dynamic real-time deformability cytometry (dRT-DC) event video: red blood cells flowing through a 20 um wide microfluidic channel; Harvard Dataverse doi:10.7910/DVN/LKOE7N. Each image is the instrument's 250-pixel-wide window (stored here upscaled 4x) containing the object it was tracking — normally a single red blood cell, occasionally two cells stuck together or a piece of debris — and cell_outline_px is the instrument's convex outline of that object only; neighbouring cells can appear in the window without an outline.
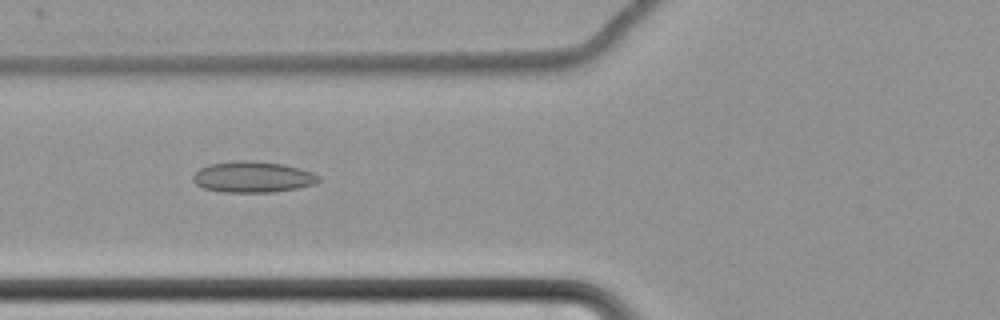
{"species": "common noctule bat (a hibernating species)", "species_latin": "Nyctalus noctula", "temperature_condition": "cold", "stored_images_in_passage": 63, "camera_frame_rate_fps": 3000, "um_per_image_px": 0.085, "animal": {"sex": "female", "body_mass_g": 22.7, "forearm_length_mm": 54.2}, "frame": {"image": 1, "passage_image": 27, "time_ms": 8.667, "image_size_px": [1000, 320], "cell_outline_px": [[320, 180], [316, 184], [296, 188], [272, 192], [220, 192], [204, 188], [196, 184], [192, 180], [192, 176], [200, 168], [208, 164], [232, 160], [252, 160], [284, 164], [300, 168], [312, 172], [320, 176]], "centroid_in_image_um": [21.48, 15.03], "position_along_channel_um": 104.3, "area_um2": 23.0}}
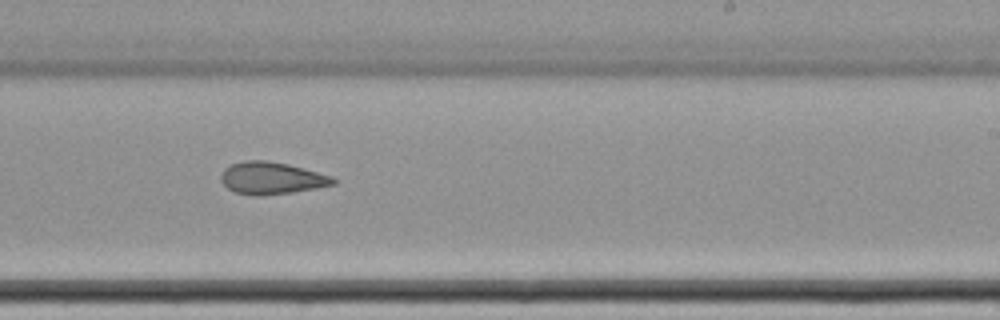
{"frame": {"image": 2, "passage_image": 41, "time_ms": 13.333, "image_size_px": [1000, 320], "cell_outline_px": [[336, 184], [316, 188], [292, 192], [260, 196], [252, 196], [236, 192], [228, 188], [220, 180], [220, 176], [224, 168], [232, 164], [244, 160], [268, 160], [288, 164], [304, 168], [332, 176], [336, 180]], "centroid_in_image_um": [23.08, 15.14], "position_along_channel_um": 265.9, "area_um2": 21.15}}
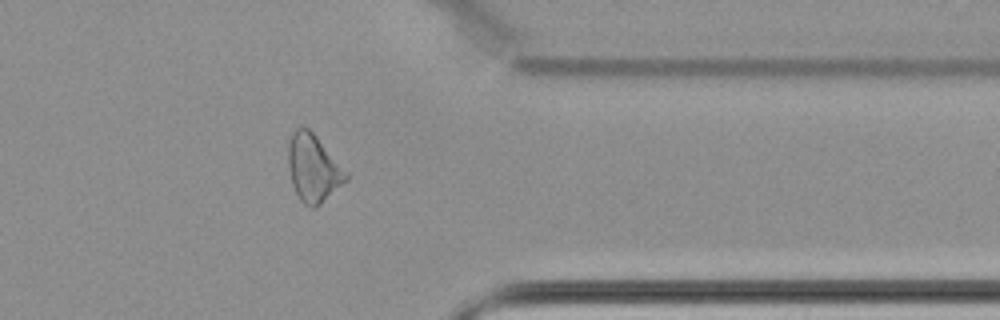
{"frame": {"image": 3, "passage_image": 52, "time_ms": 17.0, "image_size_px": [1000, 320], "cell_outline_px": [[348, 180], [316, 208], [312, 208], [304, 204], [300, 200], [292, 184], [288, 168], [288, 140], [292, 132], [296, 128], [308, 128], [316, 136], [348, 172]], "centroid_in_image_um": [26.62, 14.31], "position_along_channel_um": 384.8, "area_um2": 22.77}, "authors_computed_cell_mechanics": {"area_um2": 23.5246, "velocity_mm_per_s": 3.463, "shape_relaxation_time_tau1_ms": null, "shape_relaxation_time_tau2_ms": 3.6606, "deformation_change_tau1": null, "deformation_change_tau2": 0.1065}}